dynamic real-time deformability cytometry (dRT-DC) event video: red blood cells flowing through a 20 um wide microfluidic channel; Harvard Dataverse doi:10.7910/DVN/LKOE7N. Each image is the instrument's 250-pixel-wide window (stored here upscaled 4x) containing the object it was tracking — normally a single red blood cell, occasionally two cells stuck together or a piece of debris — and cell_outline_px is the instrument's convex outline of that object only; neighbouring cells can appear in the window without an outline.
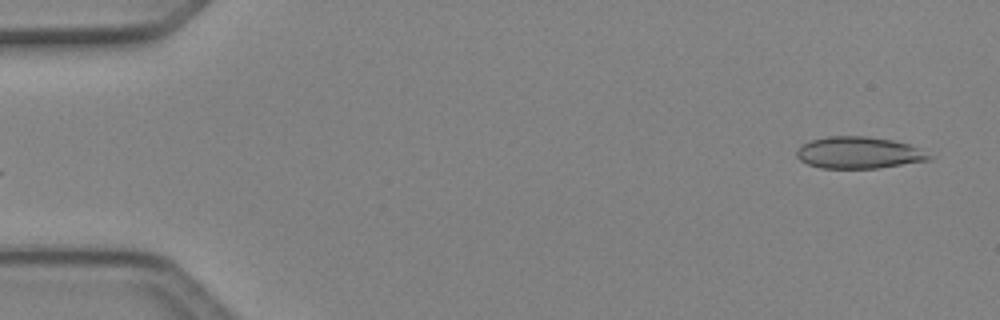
{"species": "Egyptian fruit bat (a non-hibernating species)", "species_latin": "Rousettus aegyptiacus", "temperature_condition": "cold", "stored_images_in_passage": 4, "segment_of_instrument_passage": [2, 2], "camera_frame_rate_fps": 3000, "um_per_image_px": 0.085, "animal": {"sex": "female"}, "frame": {"image": 1, "passage_image": 4, "time_ms": 1.0, "image_size_px": [1000, 320], "cell_outline_px": [[932, 160], [880, 168], [820, 168], [808, 164], [800, 160], [796, 156], [796, 148], [812, 140], [828, 136], [868, 136], [892, 140], [908, 144], [932, 156]], "centroid_in_image_um": [72.98, 12.99], "position_along_channel_um": 12.0, "area_um2": 24.51}}